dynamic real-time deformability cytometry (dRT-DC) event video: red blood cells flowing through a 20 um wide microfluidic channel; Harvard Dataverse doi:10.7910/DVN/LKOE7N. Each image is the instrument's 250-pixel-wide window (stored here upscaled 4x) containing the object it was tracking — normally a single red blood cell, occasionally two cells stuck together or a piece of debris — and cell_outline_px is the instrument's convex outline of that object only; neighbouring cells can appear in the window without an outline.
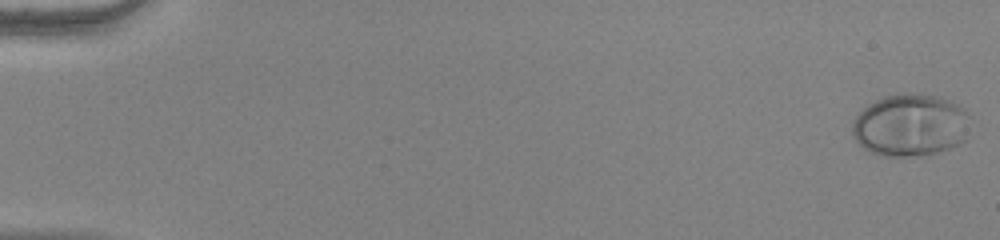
{"species": "human", "species_latin": "Homo sapiens", "temperature_condition": "warm", "stored_images_in_passage": 54, "camera_frame_rate_fps": 3000, "um_per_image_px": 0.085, "donor": {"sex": "female"}, "frame": {"image": 1, "passage_image": 1, "time_ms": 0.0, "image_size_px": [1000, 240], "cell_outline_px": [[972, 116], [968, 140], [960, 144], [932, 156], [884, 156], [872, 152], [864, 148], [852, 136], [852, 124], [856, 116], [868, 104], [884, 96], [940, 96], [952, 100], [960, 104]], "centroid_in_image_um": [77.49, 10.69], "position_along_channel_um": 7.5, "area_um2": 43.35}}
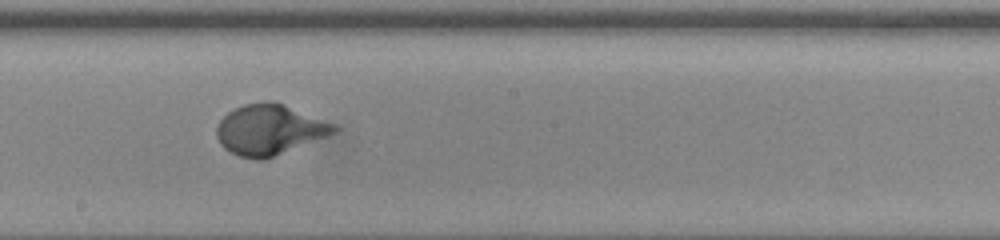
{"frame": {"image": 2, "passage_image": 32, "time_ms": 10.333, "image_size_px": [1000, 240], "cell_outline_px": [[340, 132], [272, 156], [260, 160], [256, 160], [240, 156], [224, 148], [220, 144], [216, 136], [216, 128], [220, 120], [228, 112], [244, 104], [268, 100], [272, 100], [336, 124], [340, 128]], "centroid_in_image_um": [22.93, 11.01], "position_along_channel_um": 225.3, "area_um2": 34.39}}
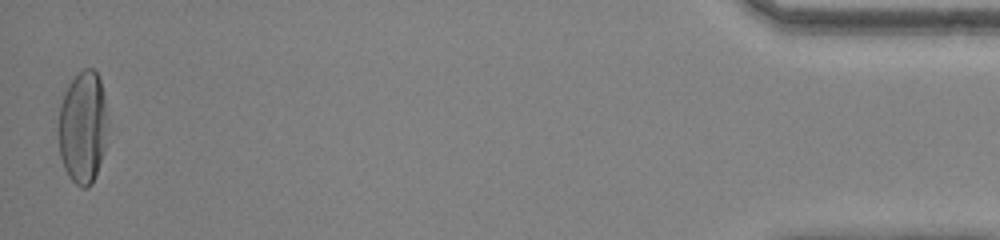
{"frame": {"image": 3, "passage_image": 54, "time_ms": 17.667, "image_size_px": [1000, 240], "cell_outline_px": [[104, 152], [92, 184], [88, 188], [80, 188], [68, 176], [64, 168], [60, 156], [60, 104], [64, 92], [68, 84], [76, 72], [84, 68], [92, 68], [96, 72], [100, 80], [104, 96]], "centroid_in_image_um": [7.01, 10.82], "position_along_channel_um": 428.2, "area_um2": 31.62}}